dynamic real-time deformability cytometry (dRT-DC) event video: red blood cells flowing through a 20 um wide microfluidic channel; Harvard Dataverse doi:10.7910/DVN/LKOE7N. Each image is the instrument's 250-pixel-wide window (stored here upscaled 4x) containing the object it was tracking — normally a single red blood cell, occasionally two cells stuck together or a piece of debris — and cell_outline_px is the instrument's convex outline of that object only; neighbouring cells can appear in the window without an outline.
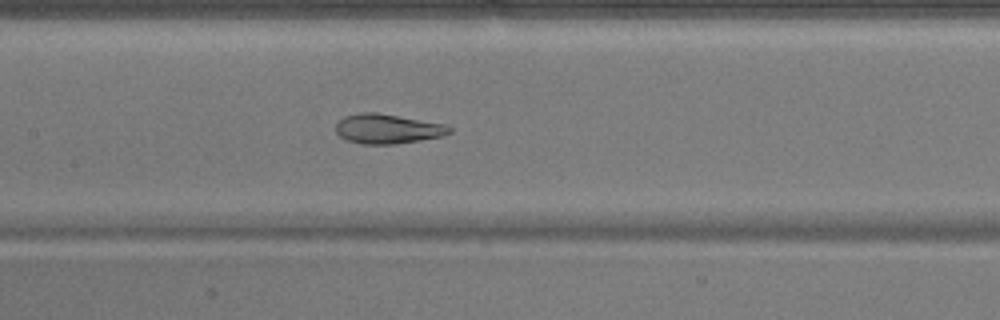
{"species": "common noctule bat (a hibernating species)", "species_latin": "Nyctalus noctula", "temperature_condition": "warm", "stored_images_in_passage": 50, "camera_frame_rate_fps": 3000, "um_per_image_px": 0.085, "animal": {"sex": "male", "body_mass_g": 17.9}, "frame": {"image": 1, "passage_image": 23, "time_ms": 7.333, "image_size_px": [1000, 320], "cell_outline_px": [[452, 132], [440, 136], [420, 140], [396, 144], [364, 144], [348, 140], [340, 136], [336, 132], [336, 124], [344, 116], [360, 112], [376, 112], [444, 124], [452, 128]], "centroid_in_image_um": [32.92, 10.94], "position_along_channel_um": 174.5, "area_um2": 19.42}}
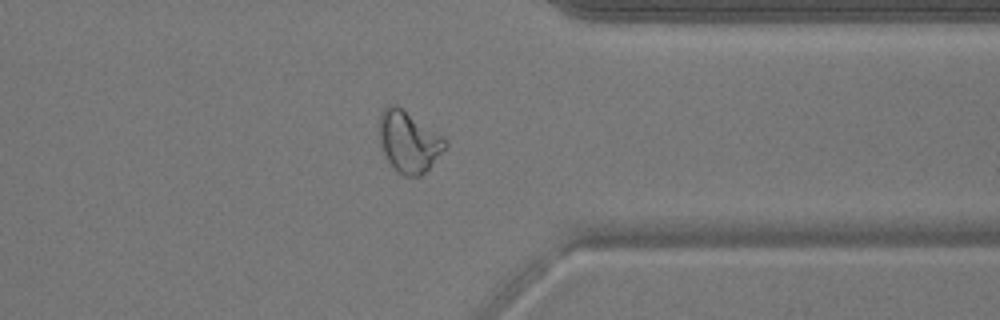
{"frame": {"image": 2, "passage_image": 39, "time_ms": 12.667, "image_size_px": [1000, 320], "cell_outline_px": [[448, 144], [428, 168], [420, 176], [404, 176], [396, 172], [380, 148], [380, 112], [388, 104], [396, 104], [444, 136], [448, 140]], "centroid_in_image_um": [34.73, 12.02], "position_along_channel_um": 376.7, "area_um2": 23.52}}
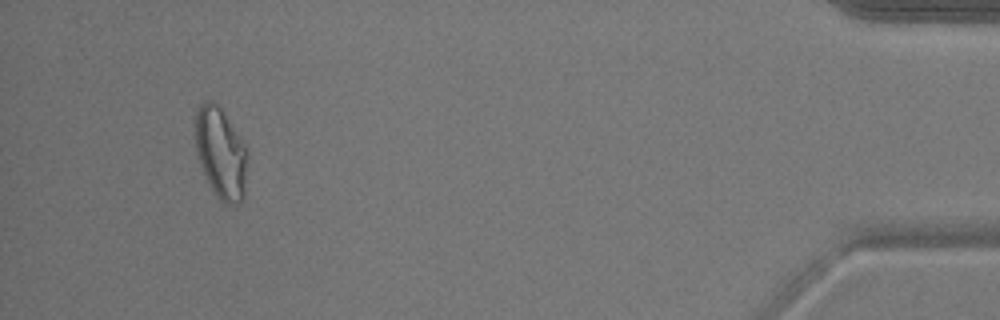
{"frame": {"image": 3, "passage_image": 47, "time_ms": 15.333, "image_size_px": [1000, 320], "cell_outline_px": [[248, 156], [244, 200], [240, 204], [224, 204], [216, 196], [200, 164], [196, 152], [196, 112], [200, 104], [204, 100], [212, 100], [220, 104], [244, 144], [248, 152]], "centroid_in_image_um": [18.8, 13.0], "position_along_channel_um": 416.4, "area_um2": 27.98}, "authors_computed_cell_mechanics": {"area_um2": 23.5824, "velocity_mm_per_s": 3.8979, "shape_relaxation_time_tau1_ms": 6.8402, "shape_relaxation_time_tau2_ms": 1.3742, "deformation_change_tau1": 0.2011, "deformation_change_tau2": 0.0476}}